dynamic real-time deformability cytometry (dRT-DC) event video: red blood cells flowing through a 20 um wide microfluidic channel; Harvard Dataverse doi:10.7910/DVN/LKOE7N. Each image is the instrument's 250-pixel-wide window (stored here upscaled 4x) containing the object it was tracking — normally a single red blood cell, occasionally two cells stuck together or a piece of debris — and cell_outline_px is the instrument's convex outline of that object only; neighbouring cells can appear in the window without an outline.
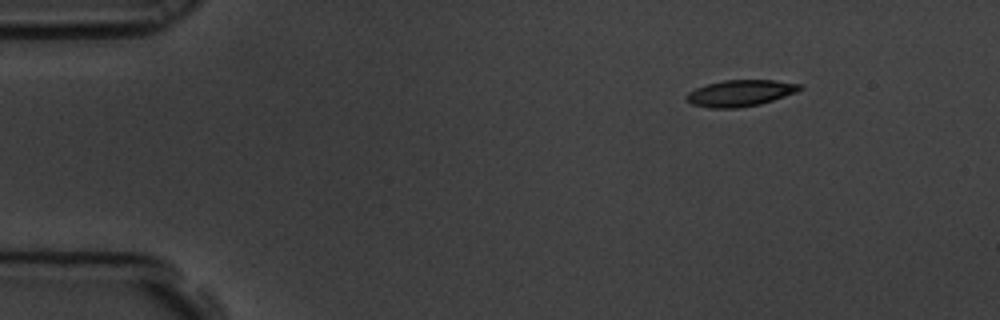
{"species": "common noctule bat (a hibernating species)", "species_latin": "Nyctalus noctula", "temperature_condition": "room temperature", "stored_images_in_passage": 52, "camera_frame_rate_fps": 3000, "um_per_image_px": 0.085, "animal": {"sex": "male", "body_mass_g": 19.5, "forearm_length_mm": 54.6}, "frame": {"image": 1, "passage_image": 1, "time_ms": 0.0, "image_size_px": [1000, 320], "cell_outline_px": [[804, 88], [796, 92], [760, 104], [736, 108], [708, 108], [692, 104], [684, 96], [688, 92], [696, 88], [708, 84], [724, 80], [776, 80], [804, 84]], "centroid_in_image_um": [62.95, 7.91], "position_along_channel_um": 22.0, "area_um2": 17.46}}
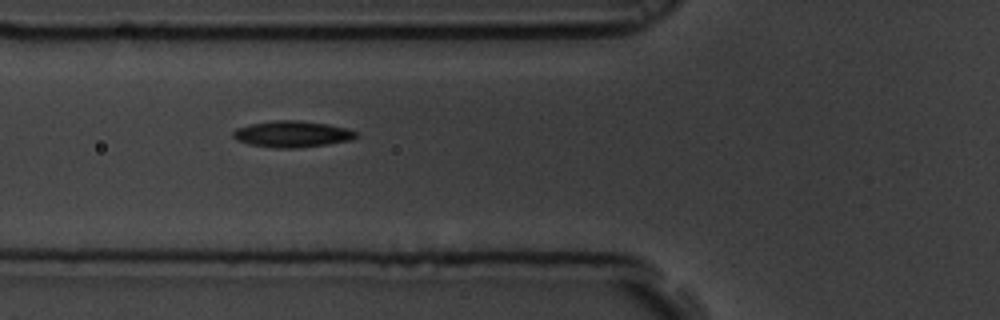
{"frame": {"image": 2, "passage_image": 15, "time_ms": 4.667, "image_size_px": [1000, 320], "cell_outline_px": [[360, 136], [352, 140], [328, 144], [296, 148], [276, 148], [248, 144], [236, 140], [232, 136], [232, 132], [236, 128], [252, 124], [276, 120], [300, 120], [328, 124], [348, 128], [360, 132]], "centroid_in_image_um": [24.89, 11.39], "position_along_channel_um": 100.9, "area_um2": 19.13}}
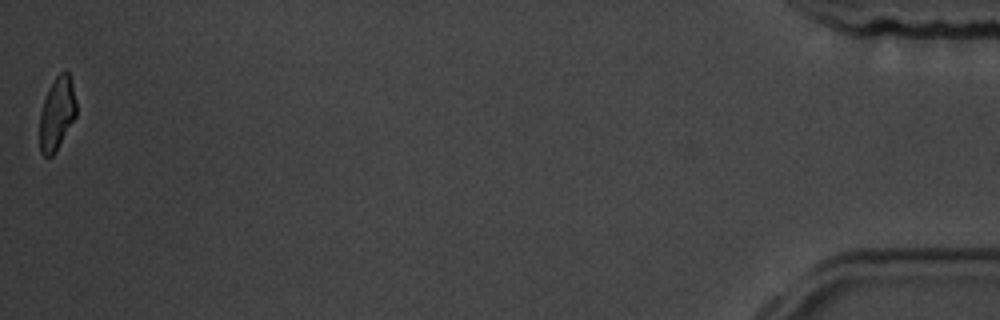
{"frame": {"image": 3, "passage_image": 52, "time_ms": 17.0, "image_size_px": [1000, 320], "cell_outline_px": [[76, 116], [56, 152], [52, 156], [44, 156], [40, 152], [40, 112], [48, 88], [56, 76], [64, 68], [68, 72], [72, 80], [76, 100]], "centroid_in_image_um": [4.85, 9.63], "position_along_channel_um": 430.3, "area_um2": 15.78}, "authors_computed_cell_mechanics": {"area_um2": 17.918, "velocity_mm_per_s": 3.4668, "shape_relaxation_time_tau1_ms": 5.7357, "shape_relaxation_time_tau2_ms": 3.1964, "deformation_change_tau1": 0.145, "deformation_change_tau2": 0.0949}}